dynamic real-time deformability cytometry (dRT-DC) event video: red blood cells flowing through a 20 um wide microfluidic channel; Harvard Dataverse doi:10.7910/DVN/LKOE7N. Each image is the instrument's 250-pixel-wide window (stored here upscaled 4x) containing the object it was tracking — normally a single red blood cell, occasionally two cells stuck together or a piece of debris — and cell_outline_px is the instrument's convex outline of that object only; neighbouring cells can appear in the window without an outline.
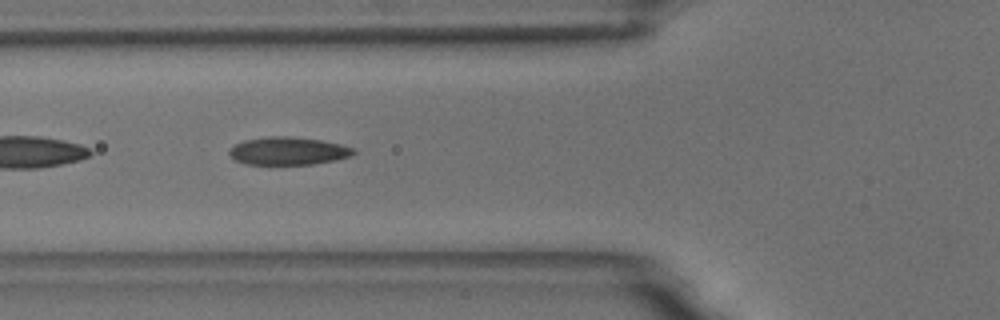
{"species": "common noctule bat (a hibernating species)", "species_latin": "Nyctalus noctula", "temperature_condition": "room temperature", "stored_images_in_passage": 50, "camera_frame_rate_fps": 3000, "um_per_image_px": 0.085, "animal": {"sex": "male", "body_mass_g": 18.8}, "frame": {"image": 1, "passage_image": 15, "time_ms": 4.667, "image_size_px": [1000, 320], "cell_outline_px": [[356, 152], [352, 156], [336, 160], [312, 164], [244, 164], [236, 160], [228, 152], [236, 144], [244, 140], [268, 136], [292, 136], [320, 140], [340, 144], [352, 148]], "centroid_in_image_um": [24.51, 12.83], "position_along_channel_um": 101.3, "area_um2": 20.06}}
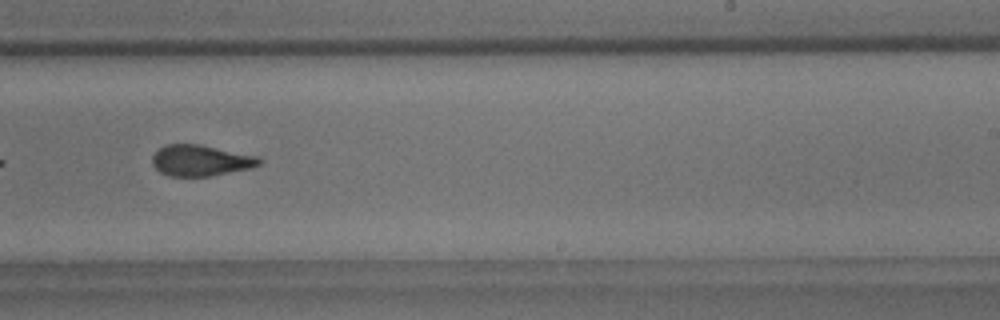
{"frame": {"image": 2, "passage_image": 29, "time_ms": 9.333, "image_size_px": [1000, 320], "cell_outline_px": [[264, 160], [260, 164], [252, 168], [208, 176], [168, 176], [160, 172], [152, 164], [152, 156], [164, 144], [200, 144], [256, 156]], "centroid_in_image_um": [17.05, 13.64], "position_along_channel_um": 272.0, "area_um2": 19.31}}
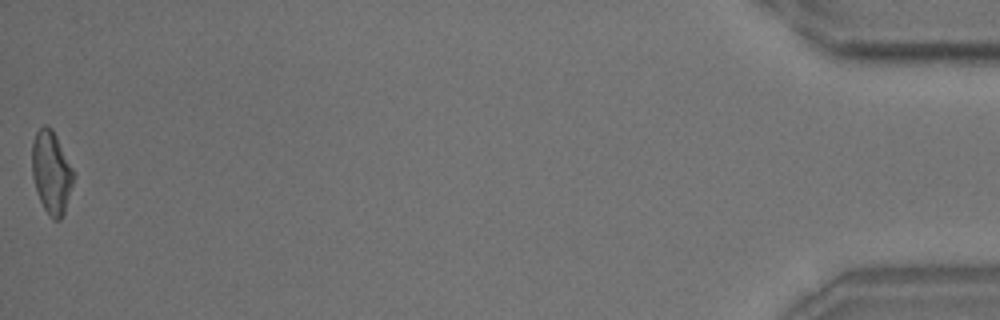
{"frame": {"image": 3, "passage_image": 50, "time_ms": 16.333, "image_size_px": [1000, 320], "cell_outline_px": [[72, 184], [64, 212], [60, 220], [52, 220], [44, 208], [40, 200], [32, 176], [32, 144], [36, 132], [44, 124], [48, 124], [52, 128], [72, 168]], "centroid_in_image_um": [4.34, 14.63], "position_along_channel_um": 430.9, "area_um2": 19.54}, "authors_computed_cell_mechanics": {"area_um2": 20.23, "velocity_mm_per_s": 3.6493, "shape_relaxation_time_tau1_ms": 5.1987, "shape_relaxation_time_tau2_ms": 2.2039, "deformation_change_tau1": 0.1318, "deformation_change_tau2": 0.0914}}